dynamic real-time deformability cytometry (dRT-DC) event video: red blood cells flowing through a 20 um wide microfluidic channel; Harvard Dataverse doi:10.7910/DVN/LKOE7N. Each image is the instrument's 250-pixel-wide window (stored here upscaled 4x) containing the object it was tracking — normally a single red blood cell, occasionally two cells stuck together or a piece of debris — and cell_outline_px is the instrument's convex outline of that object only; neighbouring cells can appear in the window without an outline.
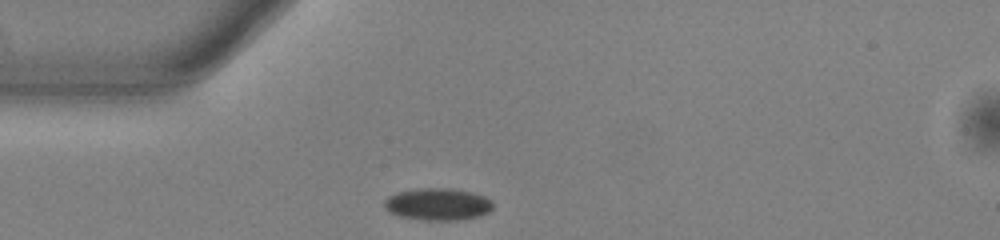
{"species": "common noctule bat (a hibernating species)", "species_latin": "Nyctalus noctula", "temperature_condition": "warm", "stored_images_in_passage": 39, "camera_frame_rate_fps": 3000, "um_per_image_px": 0.085, "animal": {"sex": "male", "body_mass_g": 13.0, "forearm_length_mm": 53.1}, "frame": {"image": 1, "passage_image": 1, "time_ms": 0.0, "image_size_px": [1000, 240], "cell_outline_px": [[492, 208], [488, 212], [480, 216], [460, 220], [424, 220], [400, 216], [388, 212], [384, 208], [384, 200], [388, 196], [400, 192], [416, 188], [448, 188], [472, 192], [484, 196], [492, 200]], "centroid_in_image_um": [37.2, 17.36], "position_along_channel_um": 47.8, "area_um2": 20.4}}
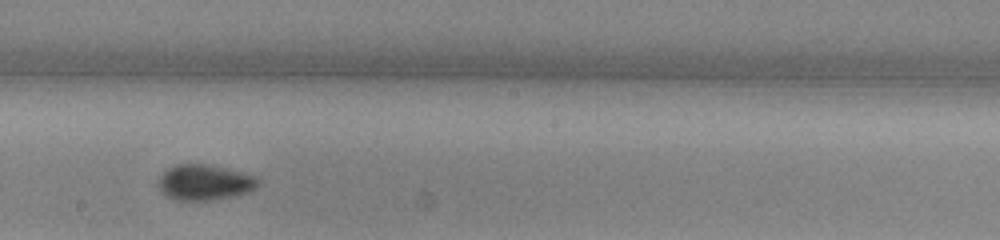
{"frame": {"image": 2, "passage_image": 16, "time_ms": 5.0, "image_size_px": [1000, 240], "cell_outline_px": [[260, 184], [256, 188], [248, 192], [236, 196], [208, 200], [176, 200], [164, 196], [156, 184], [156, 180], [168, 168], [176, 164], [208, 164], [256, 176], [260, 180]], "centroid_in_image_um": [17.36, 15.51], "position_along_channel_um": 230.8, "area_um2": 20.92}}
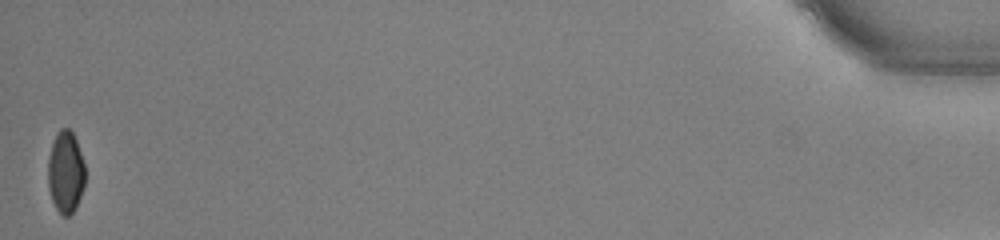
{"frame": {"image": 3, "passage_image": 39, "time_ms": 12.667, "image_size_px": [1000, 240], "cell_outline_px": [[84, 184], [76, 208], [68, 216], [64, 216], [56, 208], [52, 200], [48, 188], [48, 160], [52, 144], [60, 128], [68, 128], [72, 132], [76, 140], [84, 164]], "centroid_in_image_um": [5.57, 14.64], "position_along_channel_um": 429.6, "area_um2": 17.46}, "authors_computed_cell_mechanics": {"area_um2": 20.1144, "velocity_mm_per_s": 3.9181, "shape_relaxation_time_tau1_ms": 3.7683, "shape_relaxation_time_tau2_ms": 2.7918, "deformation_change_tau1": 0.1122, "deformation_change_tau2": 0.0622}}